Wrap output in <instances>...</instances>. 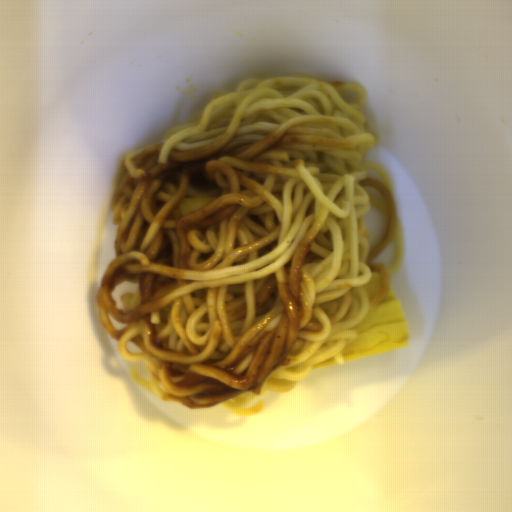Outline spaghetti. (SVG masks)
<instances>
[{
    "mask_svg": "<svg viewBox=\"0 0 512 512\" xmlns=\"http://www.w3.org/2000/svg\"><path fill=\"white\" fill-rule=\"evenodd\" d=\"M366 102L367 89L358 82L248 78L233 92L212 95L197 119L169 129L159 141L176 142L185 150L223 135L259 140L289 126L319 138H356L350 146L331 149L290 147L293 159L302 158L303 165L279 200L286 224L284 245L245 265L207 271L212 283L225 290V302L243 300L286 263L316 218L324 217L301 266L313 287L350 285V306L344 318L326 326L295 360L271 372L261 387L266 392H287L319 362L345 364L342 352L358 336L351 328L390 294L391 276L403 263V230L390 174L365 158L376 146L359 110ZM376 272L382 288L369 302L364 285Z\"/></svg>",
    "mask_w": 512,
    "mask_h": 512,
    "instance_id": "c7327b10",
    "label": "spaghetti"
},
{
    "mask_svg": "<svg viewBox=\"0 0 512 512\" xmlns=\"http://www.w3.org/2000/svg\"><path fill=\"white\" fill-rule=\"evenodd\" d=\"M118 352L123 360H126L129 363L130 378L136 382L139 386L145 389L148 393H151L156 396H161L156 385L154 384V380L151 377L149 370L145 366V363L140 358H133L129 356H125L122 352L119 344H118ZM162 397V396H161Z\"/></svg>",
    "mask_w": 512,
    "mask_h": 512,
    "instance_id": "8bdb9b5d",
    "label": "spaghetti"
},
{
    "mask_svg": "<svg viewBox=\"0 0 512 512\" xmlns=\"http://www.w3.org/2000/svg\"><path fill=\"white\" fill-rule=\"evenodd\" d=\"M257 393L253 392H244L241 394H237L235 396H232L222 402L226 408H228L232 413L240 416V417H247L252 416L256 414L257 412L261 411L262 405L264 400H258L254 404L250 405L249 407H244L242 404L246 401H249L256 397Z\"/></svg>",
    "mask_w": 512,
    "mask_h": 512,
    "instance_id": "4aaf3555",
    "label": "spaghetti"
}]
</instances>
